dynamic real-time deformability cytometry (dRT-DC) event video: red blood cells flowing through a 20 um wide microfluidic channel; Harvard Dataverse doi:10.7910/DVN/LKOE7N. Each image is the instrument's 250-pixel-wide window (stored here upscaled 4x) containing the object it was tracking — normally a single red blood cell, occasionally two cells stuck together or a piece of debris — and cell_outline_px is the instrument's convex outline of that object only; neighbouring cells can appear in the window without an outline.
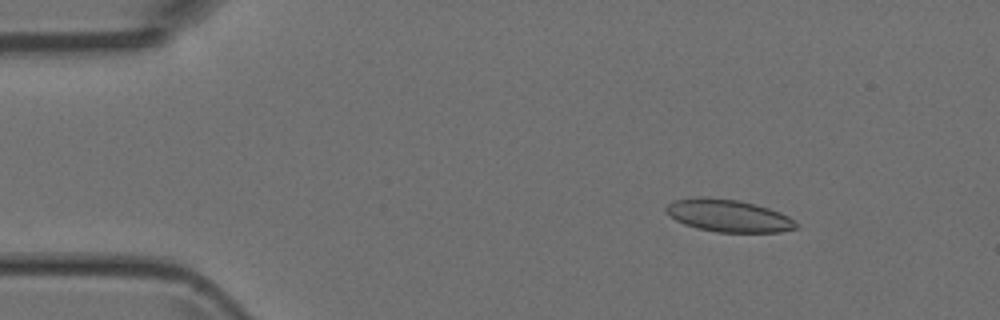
{"species": "Egyptian fruit bat (a non-hibernating species)", "species_latin": "Rousettus aegyptiacus", "temperature_condition": "room temperature", "stored_images_in_passage": 3, "camera_frame_rate_fps": 3000, "um_per_image_px": 0.085, "animal": {"sex": "female"}, "frame": {"image": 1, "passage_image": 1, "time_ms": 0.0, "image_size_px": [1000, 320], "cell_outline_px": [[800, 228], [780, 232], [716, 232], [696, 228], [684, 224], [676, 220], [664, 208], [668, 204], [676, 200], [704, 196], [740, 200], [756, 204], [780, 212], [788, 216], [800, 224]], "centroid_in_image_um": [61.97, 18.34], "position_along_channel_um": 23.0, "area_um2": 24.68}}